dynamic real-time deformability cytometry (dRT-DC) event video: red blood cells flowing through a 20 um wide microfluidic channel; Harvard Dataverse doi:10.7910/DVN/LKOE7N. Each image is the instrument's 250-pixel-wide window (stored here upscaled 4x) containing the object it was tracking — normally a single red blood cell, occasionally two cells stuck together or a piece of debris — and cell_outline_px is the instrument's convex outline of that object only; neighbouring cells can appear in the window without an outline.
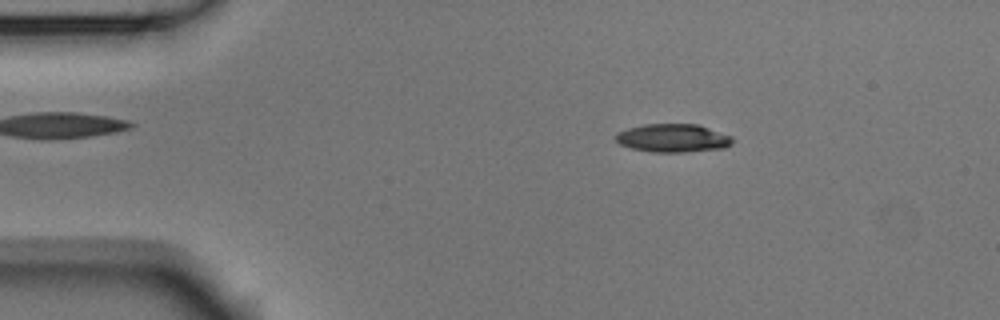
{"species": "Egyptian fruit bat (a non-hibernating species)", "species_latin": "Rousettus aegyptiacus", "temperature_condition": "room temperature", "stored_images_in_passage": 28, "camera_frame_rate_fps": 3000, "um_per_image_px": 0.085, "animal": {"sex": "male"}, "frame": {"image": 1, "passage_image": 3, "time_ms": 0.667, "image_size_px": [1000, 320], "cell_outline_px": [[732, 144], [724, 148], [684, 152], [652, 152], [632, 148], [620, 144], [616, 140], [616, 132], [628, 128], [644, 124], [696, 124], [732, 136]], "centroid_in_image_um": [57.19, 11.74], "position_along_channel_um": 27.8, "area_um2": 19.13}}
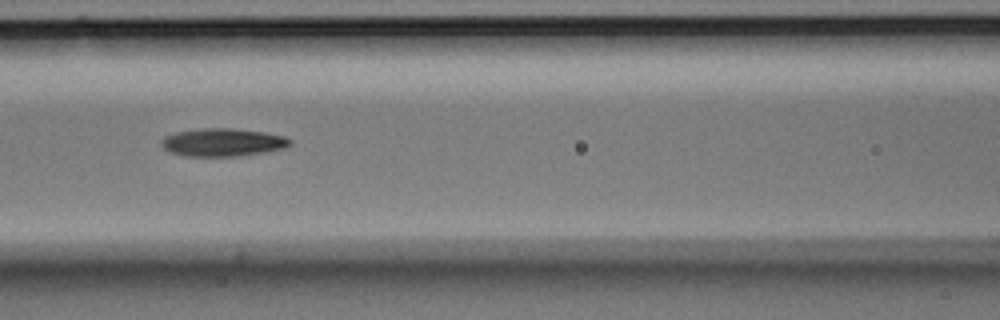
{"frame": {"image": 2, "passage_image": 17, "time_ms": 5.333, "image_size_px": [1000, 320], "cell_outline_px": [[292, 144], [284, 148], [264, 152], [240, 156], [184, 156], [172, 152], [164, 148], [160, 144], [160, 140], [164, 136], [176, 132], [200, 128], [228, 128], [264, 132], [284, 136], [292, 140]], "centroid_in_image_um": [18.92, 12.1], "position_along_channel_um": 147.7, "area_um2": 20.98}}
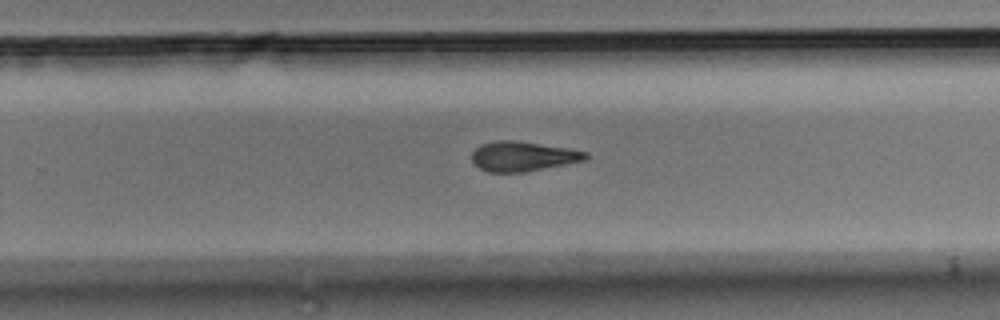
{"frame": {"image": 3, "passage_image": 28, "time_ms": 9.0, "image_size_px": [1000, 320], "cell_outline_px": [[588, 156], [584, 160], [524, 172], [488, 172], [480, 168], [472, 160], [472, 152], [480, 144], [496, 140], [516, 140], [568, 148], [588, 152]], "centroid_in_image_um": [44.42, 13.27], "position_along_channel_um": 285.4, "area_um2": 19.59}}